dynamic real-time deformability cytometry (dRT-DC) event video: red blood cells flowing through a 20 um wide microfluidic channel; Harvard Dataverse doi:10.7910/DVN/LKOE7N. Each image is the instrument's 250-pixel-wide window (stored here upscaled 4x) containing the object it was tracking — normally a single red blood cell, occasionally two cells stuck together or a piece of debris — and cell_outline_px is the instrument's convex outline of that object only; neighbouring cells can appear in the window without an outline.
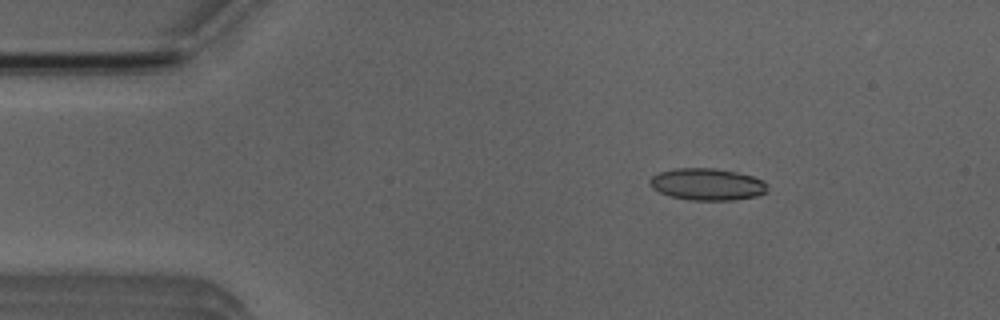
{"species": "Egyptian fruit bat (a non-hibernating species)", "species_latin": "Rousettus aegyptiacus", "temperature_condition": "room temperature", "stored_images_in_passage": 4, "camera_frame_rate_fps": 3000, "um_per_image_px": 0.085, "animal": {"sex": "male"}, "frame": {"image": 1, "passage_image": 2, "time_ms": 1.333, "image_size_px": [1000, 320], "cell_outline_px": [[768, 188], [764, 192], [756, 196], [732, 200], [692, 200], [672, 196], [660, 192], [652, 188], [648, 184], [648, 180], [652, 176], [660, 172], [676, 168], [716, 168], [736, 172], [752, 176], [760, 180]], "centroid_in_image_um": [60.06, 15.66], "position_along_channel_um": 24.9, "area_um2": 21.62}}